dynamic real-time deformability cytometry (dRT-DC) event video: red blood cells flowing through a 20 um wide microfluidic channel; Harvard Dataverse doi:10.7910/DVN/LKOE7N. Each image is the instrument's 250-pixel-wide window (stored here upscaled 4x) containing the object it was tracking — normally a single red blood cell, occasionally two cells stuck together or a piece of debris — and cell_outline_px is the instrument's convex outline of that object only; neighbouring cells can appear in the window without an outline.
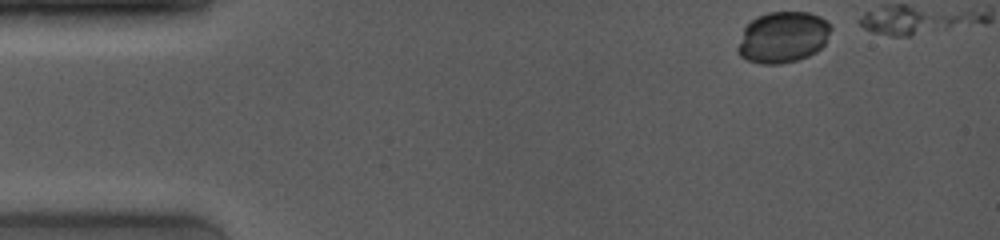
{"species": "common noctule bat (a hibernating species)", "species_latin": "Nyctalus noctula", "temperature_condition": "room temperature", "stored_images_in_passage": 50, "camera_frame_rate_fps": 4000, "um_per_image_px": 0.085, "animal": {"sex": "female", "body_mass_g": 19.0, "forearm_length_mm": 53.3}, "frame": {"image": 1, "passage_image": 1, "time_ms": 0.0, "image_size_px": [1000, 240], "cell_outline_px": [[832, 28], [824, 44], [816, 52], [808, 56], [796, 60], [780, 64], [760, 64], [748, 60], [740, 56], [736, 52], [736, 48], [744, 28], [752, 20], [768, 12], [808, 12], [820, 16]], "centroid_in_image_um": [66.52, 3.17], "position_along_channel_um": 18.5, "area_um2": 27.69}}
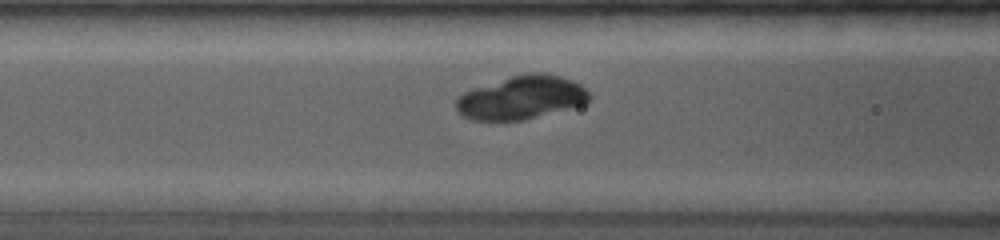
{"frame": {"image": 2, "passage_image": 21, "time_ms": 5.0, "image_size_px": [1000, 240], "cell_outline_px": [[588, 100], [584, 104], [524, 120], [472, 120], [464, 116], [456, 108], [456, 96], [464, 92], [512, 76], [528, 72], [536, 72], [560, 76], [572, 80], [580, 84], [588, 92]], "centroid_in_image_um": [44.31, 8.3], "position_along_channel_um": 122.3, "area_um2": 33.18}}